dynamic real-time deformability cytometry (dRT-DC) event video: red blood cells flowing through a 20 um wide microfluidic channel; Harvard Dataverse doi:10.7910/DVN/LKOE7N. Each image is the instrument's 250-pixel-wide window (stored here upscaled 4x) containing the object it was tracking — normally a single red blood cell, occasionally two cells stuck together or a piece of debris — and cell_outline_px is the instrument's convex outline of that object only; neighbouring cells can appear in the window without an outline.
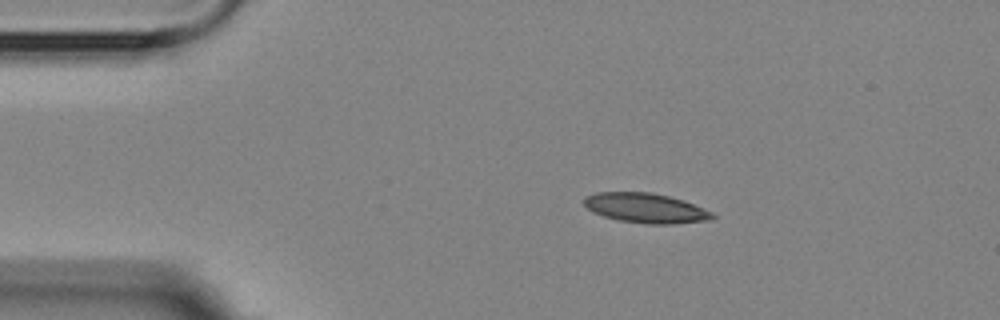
{"species": "Egyptian fruit bat (a non-hibernating species)", "species_latin": "Rousettus aegyptiacus", "temperature_condition": "room temperature", "stored_images_in_passage": 3, "camera_frame_rate_fps": 3000, "um_per_image_px": 0.085, "animal": {"sex": "female"}, "frame": {"image": 1, "passage_image": 2, "time_ms": 2.0, "image_size_px": [1000, 320], "cell_outline_px": [[716, 216], [708, 220], [672, 224], [648, 224], [620, 220], [604, 216], [592, 212], [584, 204], [584, 196], [596, 192], [652, 192], [684, 200], [712, 212]], "centroid_in_image_um": [54.87, 17.67], "position_along_channel_um": 30.1, "area_um2": 22.2}}